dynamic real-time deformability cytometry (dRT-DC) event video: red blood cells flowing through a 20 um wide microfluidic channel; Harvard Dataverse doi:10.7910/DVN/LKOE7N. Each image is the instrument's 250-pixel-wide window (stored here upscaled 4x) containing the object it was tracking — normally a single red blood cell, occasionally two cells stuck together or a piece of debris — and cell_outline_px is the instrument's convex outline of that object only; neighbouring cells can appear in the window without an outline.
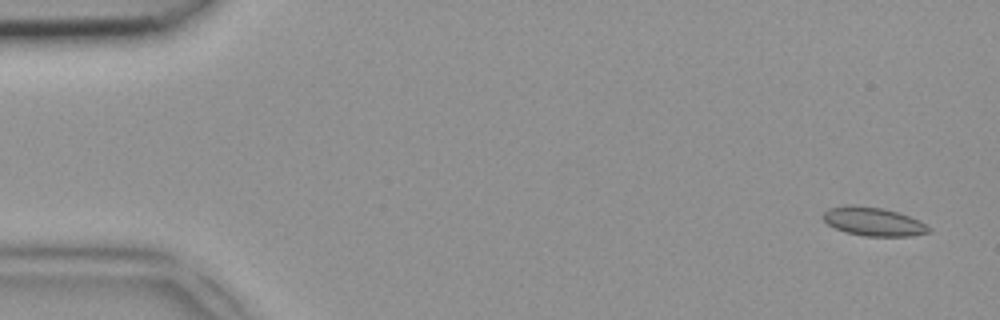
{"species": "common noctule bat (a hibernating species)", "species_latin": "Nyctalus noctula", "temperature_condition": "room temperature", "stored_images_in_passage": 14, "camera_frame_rate_fps": 3000, "um_per_image_px": 0.085, "animal": {"sex": "female", "body_mass_g": 18.4}, "frame": {"image": 1, "passage_image": 3, "time_ms": 0.667, "image_size_px": [1000, 320], "cell_outline_px": [[932, 228], [928, 232], [908, 236], [864, 236], [844, 232], [828, 224], [824, 220], [824, 212], [828, 208], [880, 208], [896, 212], [920, 220]], "centroid_in_image_um": [74.3, 18.89], "position_along_channel_um": 10.7, "area_um2": 16.7}}